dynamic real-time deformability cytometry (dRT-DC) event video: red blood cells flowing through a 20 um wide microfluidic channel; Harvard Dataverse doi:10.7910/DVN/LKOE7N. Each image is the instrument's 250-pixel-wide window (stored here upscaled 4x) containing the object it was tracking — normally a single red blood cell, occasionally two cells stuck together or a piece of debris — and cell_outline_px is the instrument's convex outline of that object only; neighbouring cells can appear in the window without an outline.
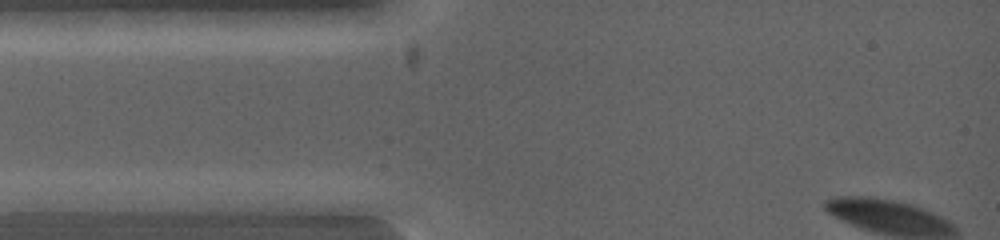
{"species": "common noctule bat (a hibernating species)", "species_latin": "Nyctalus noctula", "temperature_condition": "warm", "stored_images_in_passage": 2, "segment_of_instrument_passage": [1, 2], "camera_frame_rate_fps": 5000, "um_per_image_px": 0.085, "animal": {"sex": "female", "body_mass_g": 19.0, "forearm_length_mm": 53.3}, "frame": {"image": 1, "passage_image": 1, "time_ms": 0.0, "image_size_px": [1000, 240], "cell_outline_px": [[108, 200], [96, 208], [44, 212], [16, 212], [12, 200], [32, 192], [100, 192]], "centroid_in_image_um": [4.93, 17.13], "position_along_channel_um": 80.1, "area_um2": 11.44}}